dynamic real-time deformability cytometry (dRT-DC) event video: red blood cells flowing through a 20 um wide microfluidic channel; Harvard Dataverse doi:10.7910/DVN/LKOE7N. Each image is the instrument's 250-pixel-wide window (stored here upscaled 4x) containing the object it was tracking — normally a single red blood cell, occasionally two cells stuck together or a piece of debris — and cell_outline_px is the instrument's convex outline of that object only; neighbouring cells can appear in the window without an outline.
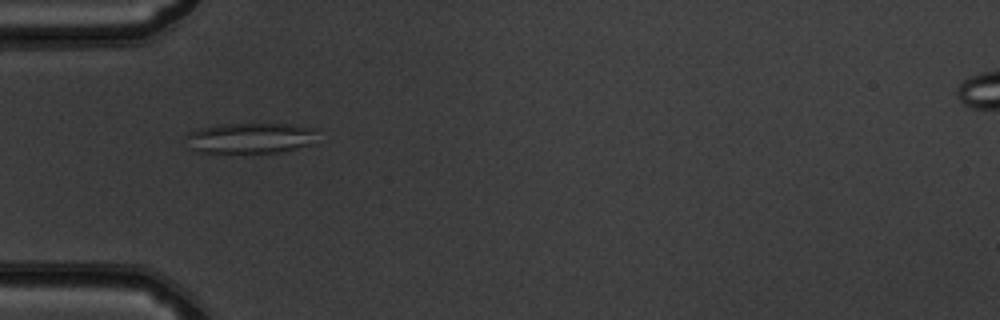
{"species": "common noctule bat (a hibernating species)", "species_latin": "Nyctalus noctula", "temperature_condition": "warm", "stored_images_in_passage": 52, "camera_frame_rate_fps": 3000, "um_per_image_px": 0.085, "animal": {"sex": "male", "body_mass_g": 19.5, "forearm_length_mm": 54.6}, "frame": {"image": 1, "passage_image": 17, "time_ms": 5.333, "image_size_px": [1000, 320], "cell_outline_px": [[316, 144], [284, 152], [196, 152], [188, 148], [184, 136], [188, 132], [200, 128], [216, 124], [288, 124], [316, 128]], "centroid_in_image_um": [21.28, 11.74], "position_along_channel_um": 63.7, "area_um2": 23.93}}
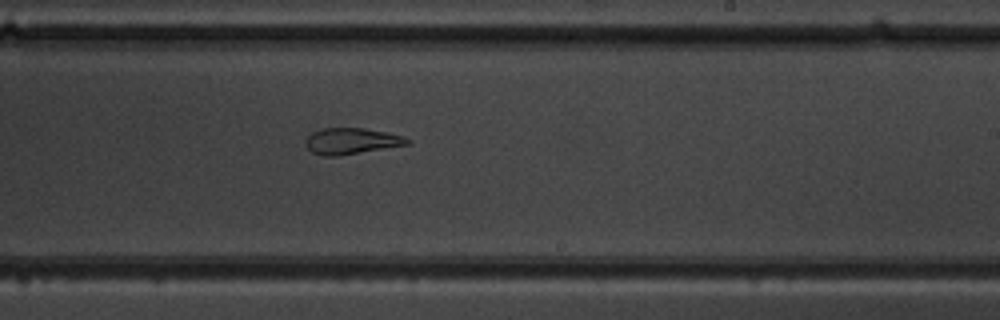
{"frame": {"image": 2, "passage_image": 32, "time_ms": 10.333, "image_size_px": [1000, 320], "cell_outline_px": [[412, 144], [336, 156], [324, 156], [312, 152], [304, 144], [304, 140], [312, 132], [320, 128], [364, 128], [388, 132], [412, 140]], "centroid_in_image_um": [29.86, 11.98], "position_along_channel_um": 259.1, "area_um2": 15.61}}
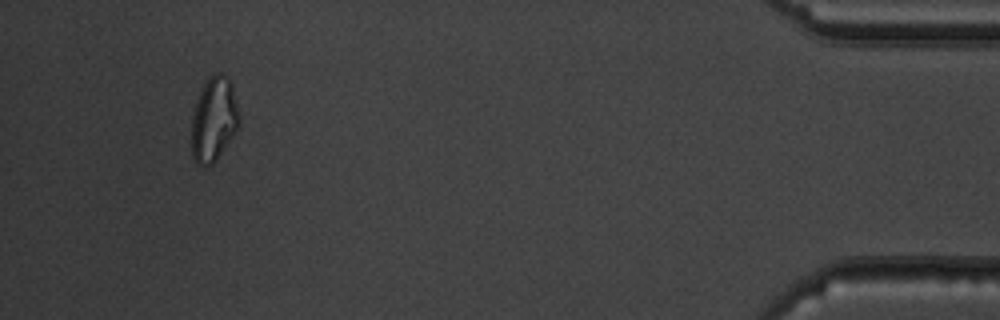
{"frame": {"image": 3, "passage_image": 49, "time_ms": 16.0, "image_size_px": [1000, 320], "cell_outline_px": [[240, 120], [232, 136], [216, 160], [212, 164], [204, 168], [196, 164], [192, 156], [192, 116], [200, 88], [208, 76], [212, 72], [224, 72], [232, 80], [240, 116]], "centroid_in_image_um": [18.18, 10.07], "position_along_channel_um": 417.0, "area_um2": 23.93}, "authors_computed_cell_mechanics": {"area_um2": 22.3686, "velocity_mm_per_s": 3.9646, "shape_relaxation_time_tau1_ms": null, "shape_relaxation_time_tau2_ms": 3.9974, "deformation_change_tau1": null, "deformation_change_tau2": 0.1197}}